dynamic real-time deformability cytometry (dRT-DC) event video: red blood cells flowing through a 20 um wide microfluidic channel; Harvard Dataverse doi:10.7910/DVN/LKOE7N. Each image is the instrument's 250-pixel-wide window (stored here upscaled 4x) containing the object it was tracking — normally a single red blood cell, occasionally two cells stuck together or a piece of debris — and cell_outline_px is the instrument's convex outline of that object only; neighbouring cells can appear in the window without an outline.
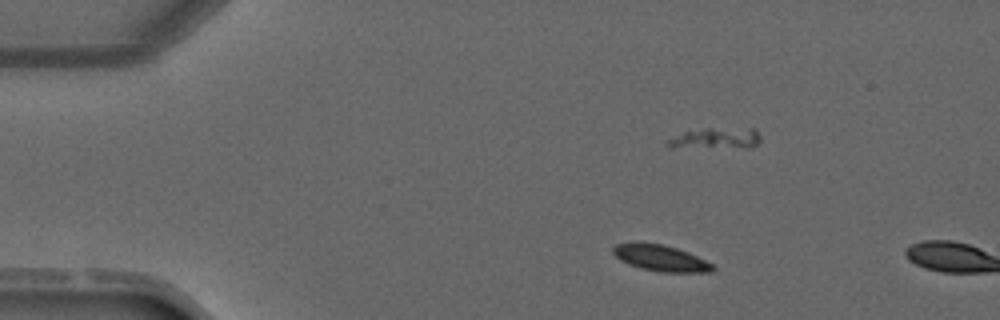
{"species": "common noctule bat (a hibernating species)", "species_latin": "Nyctalus noctula", "temperature_condition": "warm", "stored_images_in_passage": 3, "camera_frame_rate_fps": 3000, "um_per_image_px": 0.085, "animal": {"sex": "male", "forearm_length_mm": 52.5}, "frame": {"image": 1, "passage_image": 2, "time_ms": 2.0, "image_size_px": [1000, 320], "cell_outline_px": [[716, 268], [712, 272], [660, 272], [640, 268], [628, 264], [620, 260], [612, 252], [612, 248], [616, 244], [632, 240], [636, 240], [660, 244], [676, 248], [688, 252], [712, 264]], "centroid_in_image_um": [56.08, 21.91], "position_along_channel_um": 28.9, "area_um2": 15.49}}